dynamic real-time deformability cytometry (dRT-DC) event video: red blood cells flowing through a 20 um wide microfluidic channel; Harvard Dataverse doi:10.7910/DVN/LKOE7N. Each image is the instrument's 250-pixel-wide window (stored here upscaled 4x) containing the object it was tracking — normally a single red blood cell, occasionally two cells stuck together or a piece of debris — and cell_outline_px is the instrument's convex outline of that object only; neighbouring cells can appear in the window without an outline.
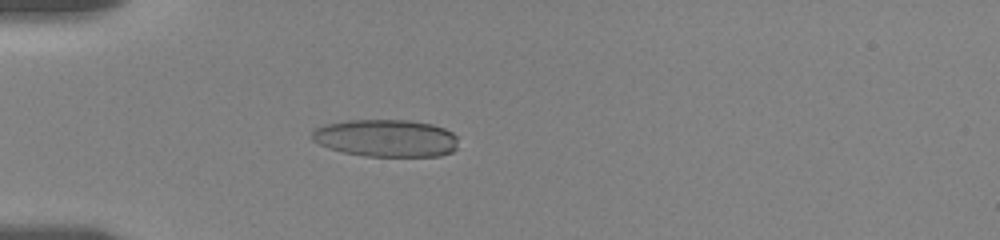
{"species": "human", "species_latin": "Homo sapiens", "temperature_condition": "room temperature", "stored_images_in_passage": 54, "camera_frame_rate_fps": 3000, "um_per_image_px": 0.085, "donor": {"sex": "female"}, "frame": {"image": 1, "passage_image": 16, "time_ms": 4.667, "image_size_px": [1000, 240], "cell_outline_px": [[456, 148], [452, 152], [440, 156], [364, 156], [344, 152], [328, 148], [312, 140], [312, 128], [324, 124], [348, 120], [408, 120], [432, 124], [444, 128], [452, 132], [456, 136]], "centroid_in_image_um": [32.79, 11.74], "position_along_channel_um": 52.2, "area_um2": 32.02}}
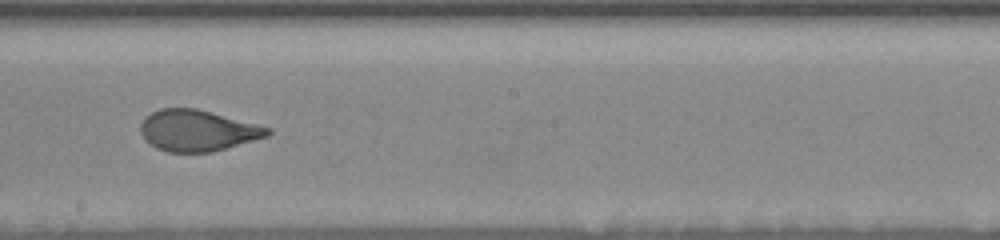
{"frame": {"image": 2, "passage_image": 33, "time_ms": 10.0, "image_size_px": [1000, 240], "cell_outline_px": [[272, 132], [268, 136], [212, 152], [168, 152], [156, 148], [148, 144], [140, 132], [140, 124], [144, 116], [160, 108], [196, 108], [212, 112], [272, 128]], "centroid_in_image_um": [16.76, 11.09], "position_along_channel_um": 231.4, "area_um2": 30.63}}
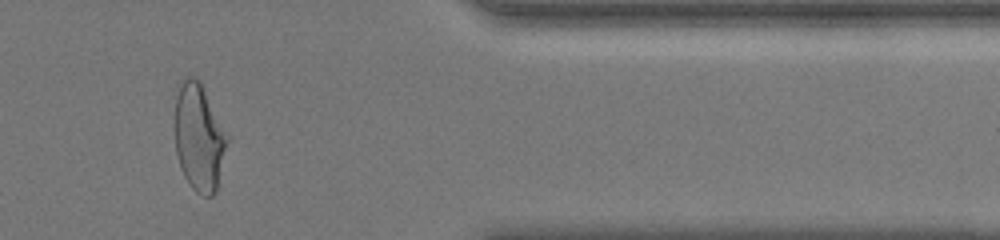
{"frame": {"image": 3, "passage_image": 48, "time_ms": 15.0, "image_size_px": [1000, 240], "cell_outline_px": [[228, 140], [216, 192], [212, 196], [204, 196], [196, 192], [188, 184], [180, 168], [176, 152], [176, 96], [180, 80], [188, 76], [192, 76], [200, 80], [228, 136]], "centroid_in_image_um": [16.91, 11.68], "position_along_channel_um": 394.5, "area_um2": 32.6}, "authors_computed_cell_mechanics": {"area_um2": 31.4432, "velocity_mm_per_s": 3.6209, "shape_relaxation_time_tau1_ms": 5.3497, "shape_relaxation_time_tau2_ms": null, "deformation_change_tau1": 0.2013, "deformation_change_tau2": null}}